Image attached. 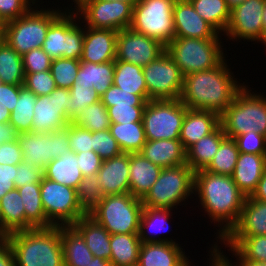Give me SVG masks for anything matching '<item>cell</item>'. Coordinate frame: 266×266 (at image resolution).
Returning a JSON list of instances; mask_svg holds the SVG:
<instances>
[{
  "instance_id": "obj_1",
  "label": "cell",
  "mask_w": 266,
  "mask_h": 266,
  "mask_svg": "<svg viewBox=\"0 0 266 266\" xmlns=\"http://www.w3.org/2000/svg\"><path fill=\"white\" fill-rule=\"evenodd\" d=\"M193 194L207 213L211 223L216 224V245L237 223L246 196L239 190L232 176H225L204 169L194 172ZM218 239V240H217Z\"/></svg>"
},
{
  "instance_id": "obj_2",
  "label": "cell",
  "mask_w": 266,
  "mask_h": 266,
  "mask_svg": "<svg viewBox=\"0 0 266 266\" xmlns=\"http://www.w3.org/2000/svg\"><path fill=\"white\" fill-rule=\"evenodd\" d=\"M225 58L215 68L184 76L180 101L193 110H204L221 115L245 87L239 83Z\"/></svg>"
},
{
  "instance_id": "obj_3",
  "label": "cell",
  "mask_w": 266,
  "mask_h": 266,
  "mask_svg": "<svg viewBox=\"0 0 266 266\" xmlns=\"http://www.w3.org/2000/svg\"><path fill=\"white\" fill-rule=\"evenodd\" d=\"M16 266H64L60 226L33 228L8 234Z\"/></svg>"
},
{
  "instance_id": "obj_4",
  "label": "cell",
  "mask_w": 266,
  "mask_h": 266,
  "mask_svg": "<svg viewBox=\"0 0 266 266\" xmlns=\"http://www.w3.org/2000/svg\"><path fill=\"white\" fill-rule=\"evenodd\" d=\"M63 8L57 6L54 9L53 5L46 9L36 3L25 15L5 23L0 37L20 55L42 48L50 24L66 6Z\"/></svg>"
},
{
  "instance_id": "obj_5",
  "label": "cell",
  "mask_w": 266,
  "mask_h": 266,
  "mask_svg": "<svg viewBox=\"0 0 266 266\" xmlns=\"http://www.w3.org/2000/svg\"><path fill=\"white\" fill-rule=\"evenodd\" d=\"M248 85L220 115V126L228 138L254 131L266 136V96Z\"/></svg>"
},
{
  "instance_id": "obj_6",
  "label": "cell",
  "mask_w": 266,
  "mask_h": 266,
  "mask_svg": "<svg viewBox=\"0 0 266 266\" xmlns=\"http://www.w3.org/2000/svg\"><path fill=\"white\" fill-rule=\"evenodd\" d=\"M221 40L174 37L166 46V52L186 76L215 68L227 58Z\"/></svg>"
},
{
  "instance_id": "obj_7",
  "label": "cell",
  "mask_w": 266,
  "mask_h": 266,
  "mask_svg": "<svg viewBox=\"0 0 266 266\" xmlns=\"http://www.w3.org/2000/svg\"><path fill=\"white\" fill-rule=\"evenodd\" d=\"M193 187L194 171L187 164L163 168L142 204L144 207L177 210L178 206L187 205L189 198L194 199Z\"/></svg>"
},
{
  "instance_id": "obj_8",
  "label": "cell",
  "mask_w": 266,
  "mask_h": 266,
  "mask_svg": "<svg viewBox=\"0 0 266 266\" xmlns=\"http://www.w3.org/2000/svg\"><path fill=\"white\" fill-rule=\"evenodd\" d=\"M142 200L130 193L105 195L88 214L110 234L138 233Z\"/></svg>"
},
{
  "instance_id": "obj_9",
  "label": "cell",
  "mask_w": 266,
  "mask_h": 266,
  "mask_svg": "<svg viewBox=\"0 0 266 266\" xmlns=\"http://www.w3.org/2000/svg\"><path fill=\"white\" fill-rule=\"evenodd\" d=\"M174 3L175 0H138L133 6L130 28L166 47L175 37Z\"/></svg>"
},
{
  "instance_id": "obj_10",
  "label": "cell",
  "mask_w": 266,
  "mask_h": 266,
  "mask_svg": "<svg viewBox=\"0 0 266 266\" xmlns=\"http://www.w3.org/2000/svg\"><path fill=\"white\" fill-rule=\"evenodd\" d=\"M70 8V9H69ZM84 25L72 6H67L49 26L42 49L52 60H80L83 50Z\"/></svg>"
},
{
  "instance_id": "obj_11",
  "label": "cell",
  "mask_w": 266,
  "mask_h": 266,
  "mask_svg": "<svg viewBox=\"0 0 266 266\" xmlns=\"http://www.w3.org/2000/svg\"><path fill=\"white\" fill-rule=\"evenodd\" d=\"M68 6L78 15L82 24L95 29L120 31L130 28L133 6L136 2L103 1V0H71ZM72 4V5H71Z\"/></svg>"
},
{
  "instance_id": "obj_12",
  "label": "cell",
  "mask_w": 266,
  "mask_h": 266,
  "mask_svg": "<svg viewBox=\"0 0 266 266\" xmlns=\"http://www.w3.org/2000/svg\"><path fill=\"white\" fill-rule=\"evenodd\" d=\"M40 196L48 222L52 226L74 225L87 214L78 204L77 191L43 176Z\"/></svg>"
},
{
  "instance_id": "obj_13",
  "label": "cell",
  "mask_w": 266,
  "mask_h": 266,
  "mask_svg": "<svg viewBox=\"0 0 266 266\" xmlns=\"http://www.w3.org/2000/svg\"><path fill=\"white\" fill-rule=\"evenodd\" d=\"M187 109L180 99L149 100L142 115L146 139H179Z\"/></svg>"
},
{
  "instance_id": "obj_14",
  "label": "cell",
  "mask_w": 266,
  "mask_h": 266,
  "mask_svg": "<svg viewBox=\"0 0 266 266\" xmlns=\"http://www.w3.org/2000/svg\"><path fill=\"white\" fill-rule=\"evenodd\" d=\"M143 73L149 100L180 99L184 76L166 51L145 65Z\"/></svg>"
},
{
  "instance_id": "obj_15",
  "label": "cell",
  "mask_w": 266,
  "mask_h": 266,
  "mask_svg": "<svg viewBox=\"0 0 266 266\" xmlns=\"http://www.w3.org/2000/svg\"><path fill=\"white\" fill-rule=\"evenodd\" d=\"M23 161L44 171L54 159L71 151L68 140V125L51 133L23 132L18 136Z\"/></svg>"
},
{
  "instance_id": "obj_16",
  "label": "cell",
  "mask_w": 266,
  "mask_h": 266,
  "mask_svg": "<svg viewBox=\"0 0 266 266\" xmlns=\"http://www.w3.org/2000/svg\"><path fill=\"white\" fill-rule=\"evenodd\" d=\"M70 90L56 87L49 95L37 96L31 132L51 133L65 129L69 121Z\"/></svg>"
},
{
  "instance_id": "obj_17",
  "label": "cell",
  "mask_w": 266,
  "mask_h": 266,
  "mask_svg": "<svg viewBox=\"0 0 266 266\" xmlns=\"http://www.w3.org/2000/svg\"><path fill=\"white\" fill-rule=\"evenodd\" d=\"M264 0H245L230 11V20L223 36L233 42L243 40L263 45L262 12Z\"/></svg>"
},
{
  "instance_id": "obj_18",
  "label": "cell",
  "mask_w": 266,
  "mask_h": 266,
  "mask_svg": "<svg viewBox=\"0 0 266 266\" xmlns=\"http://www.w3.org/2000/svg\"><path fill=\"white\" fill-rule=\"evenodd\" d=\"M165 51L166 47L160 42L135 32L131 28L118 31L115 60L144 67Z\"/></svg>"
},
{
  "instance_id": "obj_19",
  "label": "cell",
  "mask_w": 266,
  "mask_h": 266,
  "mask_svg": "<svg viewBox=\"0 0 266 266\" xmlns=\"http://www.w3.org/2000/svg\"><path fill=\"white\" fill-rule=\"evenodd\" d=\"M175 37L223 39L194 9L188 0L175 1L173 8Z\"/></svg>"
},
{
  "instance_id": "obj_20",
  "label": "cell",
  "mask_w": 266,
  "mask_h": 266,
  "mask_svg": "<svg viewBox=\"0 0 266 266\" xmlns=\"http://www.w3.org/2000/svg\"><path fill=\"white\" fill-rule=\"evenodd\" d=\"M118 31L84 26L83 50L80 61L95 64L115 61Z\"/></svg>"
},
{
  "instance_id": "obj_21",
  "label": "cell",
  "mask_w": 266,
  "mask_h": 266,
  "mask_svg": "<svg viewBox=\"0 0 266 266\" xmlns=\"http://www.w3.org/2000/svg\"><path fill=\"white\" fill-rule=\"evenodd\" d=\"M179 243H142L137 266H191L190 257Z\"/></svg>"
},
{
  "instance_id": "obj_22",
  "label": "cell",
  "mask_w": 266,
  "mask_h": 266,
  "mask_svg": "<svg viewBox=\"0 0 266 266\" xmlns=\"http://www.w3.org/2000/svg\"><path fill=\"white\" fill-rule=\"evenodd\" d=\"M97 175L105 195L129 193V153L103 160Z\"/></svg>"
},
{
  "instance_id": "obj_23",
  "label": "cell",
  "mask_w": 266,
  "mask_h": 266,
  "mask_svg": "<svg viewBox=\"0 0 266 266\" xmlns=\"http://www.w3.org/2000/svg\"><path fill=\"white\" fill-rule=\"evenodd\" d=\"M220 126V116L204 110L187 109L179 140L187 150L201 138L211 134Z\"/></svg>"
},
{
  "instance_id": "obj_24",
  "label": "cell",
  "mask_w": 266,
  "mask_h": 266,
  "mask_svg": "<svg viewBox=\"0 0 266 266\" xmlns=\"http://www.w3.org/2000/svg\"><path fill=\"white\" fill-rule=\"evenodd\" d=\"M139 153L161 168L187 164L186 150L179 139L147 140Z\"/></svg>"
},
{
  "instance_id": "obj_25",
  "label": "cell",
  "mask_w": 266,
  "mask_h": 266,
  "mask_svg": "<svg viewBox=\"0 0 266 266\" xmlns=\"http://www.w3.org/2000/svg\"><path fill=\"white\" fill-rule=\"evenodd\" d=\"M162 169L139 152L129 153V193L142 200L157 181Z\"/></svg>"
},
{
  "instance_id": "obj_26",
  "label": "cell",
  "mask_w": 266,
  "mask_h": 266,
  "mask_svg": "<svg viewBox=\"0 0 266 266\" xmlns=\"http://www.w3.org/2000/svg\"><path fill=\"white\" fill-rule=\"evenodd\" d=\"M266 235V202L246 197L237 223L225 236Z\"/></svg>"
},
{
  "instance_id": "obj_27",
  "label": "cell",
  "mask_w": 266,
  "mask_h": 266,
  "mask_svg": "<svg viewBox=\"0 0 266 266\" xmlns=\"http://www.w3.org/2000/svg\"><path fill=\"white\" fill-rule=\"evenodd\" d=\"M266 169V155L241 153L235 165L232 179L239 190L249 197L256 190L257 184Z\"/></svg>"
},
{
  "instance_id": "obj_28",
  "label": "cell",
  "mask_w": 266,
  "mask_h": 266,
  "mask_svg": "<svg viewBox=\"0 0 266 266\" xmlns=\"http://www.w3.org/2000/svg\"><path fill=\"white\" fill-rule=\"evenodd\" d=\"M171 211L175 210L150 207L143 208L138 232L142 243H177L176 239H174V241L170 237H163L164 233L169 232L167 230L172 228L169 225V223H171L170 219L172 218V215H174ZM159 233H163V235H160Z\"/></svg>"
},
{
  "instance_id": "obj_29",
  "label": "cell",
  "mask_w": 266,
  "mask_h": 266,
  "mask_svg": "<svg viewBox=\"0 0 266 266\" xmlns=\"http://www.w3.org/2000/svg\"><path fill=\"white\" fill-rule=\"evenodd\" d=\"M115 61L95 64L80 61V67L72 86H89L101 96L113 84Z\"/></svg>"
},
{
  "instance_id": "obj_30",
  "label": "cell",
  "mask_w": 266,
  "mask_h": 266,
  "mask_svg": "<svg viewBox=\"0 0 266 266\" xmlns=\"http://www.w3.org/2000/svg\"><path fill=\"white\" fill-rule=\"evenodd\" d=\"M0 238L10 233L26 230V214L17 188L0 199Z\"/></svg>"
},
{
  "instance_id": "obj_31",
  "label": "cell",
  "mask_w": 266,
  "mask_h": 266,
  "mask_svg": "<svg viewBox=\"0 0 266 266\" xmlns=\"http://www.w3.org/2000/svg\"><path fill=\"white\" fill-rule=\"evenodd\" d=\"M64 266H86L94 255L81 233L73 226H60Z\"/></svg>"
},
{
  "instance_id": "obj_32",
  "label": "cell",
  "mask_w": 266,
  "mask_h": 266,
  "mask_svg": "<svg viewBox=\"0 0 266 266\" xmlns=\"http://www.w3.org/2000/svg\"><path fill=\"white\" fill-rule=\"evenodd\" d=\"M227 136L219 126L211 134L201 138L186 150V163L194 171L205 169Z\"/></svg>"
},
{
  "instance_id": "obj_33",
  "label": "cell",
  "mask_w": 266,
  "mask_h": 266,
  "mask_svg": "<svg viewBox=\"0 0 266 266\" xmlns=\"http://www.w3.org/2000/svg\"><path fill=\"white\" fill-rule=\"evenodd\" d=\"M224 246H219L218 244ZM214 251H221L223 247L233 248L244 260L266 261V235L261 236H224L216 245L211 244Z\"/></svg>"
},
{
  "instance_id": "obj_34",
  "label": "cell",
  "mask_w": 266,
  "mask_h": 266,
  "mask_svg": "<svg viewBox=\"0 0 266 266\" xmlns=\"http://www.w3.org/2000/svg\"><path fill=\"white\" fill-rule=\"evenodd\" d=\"M84 237L87 247L95 257L110 260V236L111 234L89 215L80 218L73 225Z\"/></svg>"
},
{
  "instance_id": "obj_35",
  "label": "cell",
  "mask_w": 266,
  "mask_h": 266,
  "mask_svg": "<svg viewBox=\"0 0 266 266\" xmlns=\"http://www.w3.org/2000/svg\"><path fill=\"white\" fill-rule=\"evenodd\" d=\"M77 164L76 153L69 151L52 160L44 169L43 175L52 181L77 189L83 179Z\"/></svg>"
},
{
  "instance_id": "obj_36",
  "label": "cell",
  "mask_w": 266,
  "mask_h": 266,
  "mask_svg": "<svg viewBox=\"0 0 266 266\" xmlns=\"http://www.w3.org/2000/svg\"><path fill=\"white\" fill-rule=\"evenodd\" d=\"M113 84L126 92L139 95L144 101H149L141 66L115 60Z\"/></svg>"
},
{
  "instance_id": "obj_37",
  "label": "cell",
  "mask_w": 266,
  "mask_h": 266,
  "mask_svg": "<svg viewBox=\"0 0 266 266\" xmlns=\"http://www.w3.org/2000/svg\"><path fill=\"white\" fill-rule=\"evenodd\" d=\"M141 244L138 233L111 234L109 261L113 266H137Z\"/></svg>"
},
{
  "instance_id": "obj_38",
  "label": "cell",
  "mask_w": 266,
  "mask_h": 266,
  "mask_svg": "<svg viewBox=\"0 0 266 266\" xmlns=\"http://www.w3.org/2000/svg\"><path fill=\"white\" fill-rule=\"evenodd\" d=\"M23 202L26 214V230L33 228H48V222L40 196V183H32L17 188Z\"/></svg>"
},
{
  "instance_id": "obj_39",
  "label": "cell",
  "mask_w": 266,
  "mask_h": 266,
  "mask_svg": "<svg viewBox=\"0 0 266 266\" xmlns=\"http://www.w3.org/2000/svg\"><path fill=\"white\" fill-rule=\"evenodd\" d=\"M109 130L123 153H138L147 141L142 122L111 123Z\"/></svg>"
},
{
  "instance_id": "obj_40",
  "label": "cell",
  "mask_w": 266,
  "mask_h": 266,
  "mask_svg": "<svg viewBox=\"0 0 266 266\" xmlns=\"http://www.w3.org/2000/svg\"><path fill=\"white\" fill-rule=\"evenodd\" d=\"M196 12L219 34L224 35L230 20L226 0H188Z\"/></svg>"
},
{
  "instance_id": "obj_41",
  "label": "cell",
  "mask_w": 266,
  "mask_h": 266,
  "mask_svg": "<svg viewBox=\"0 0 266 266\" xmlns=\"http://www.w3.org/2000/svg\"><path fill=\"white\" fill-rule=\"evenodd\" d=\"M24 77L22 55L0 37V79L6 84L23 85Z\"/></svg>"
},
{
  "instance_id": "obj_42",
  "label": "cell",
  "mask_w": 266,
  "mask_h": 266,
  "mask_svg": "<svg viewBox=\"0 0 266 266\" xmlns=\"http://www.w3.org/2000/svg\"><path fill=\"white\" fill-rule=\"evenodd\" d=\"M37 96L24 86L19 91V97L10 114L11 123L19 133L31 132L34 116V105Z\"/></svg>"
},
{
  "instance_id": "obj_43",
  "label": "cell",
  "mask_w": 266,
  "mask_h": 266,
  "mask_svg": "<svg viewBox=\"0 0 266 266\" xmlns=\"http://www.w3.org/2000/svg\"><path fill=\"white\" fill-rule=\"evenodd\" d=\"M239 154L236 141L226 137L221 142L212 161L204 170L220 175L232 176Z\"/></svg>"
},
{
  "instance_id": "obj_44",
  "label": "cell",
  "mask_w": 266,
  "mask_h": 266,
  "mask_svg": "<svg viewBox=\"0 0 266 266\" xmlns=\"http://www.w3.org/2000/svg\"><path fill=\"white\" fill-rule=\"evenodd\" d=\"M77 126L98 132L109 129L111 121L107 107L100 101L88 105L73 121Z\"/></svg>"
},
{
  "instance_id": "obj_45",
  "label": "cell",
  "mask_w": 266,
  "mask_h": 266,
  "mask_svg": "<svg viewBox=\"0 0 266 266\" xmlns=\"http://www.w3.org/2000/svg\"><path fill=\"white\" fill-rule=\"evenodd\" d=\"M76 191L78 204L87 215L105 197V194L99 185L97 174L83 177Z\"/></svg>"
},
{
  "instance_id": "obj_46",
  "label": "cell",
  "mask_w": 266,
  "mask_h": 266,
  "mask_svg": "<svg viewBox=\"0 0 266 266\" xmlns=\"http://www.w3.org/2000/svg\"><path fill=\"white\" fill-rule=\"evenodd\" d=\"M80 67V60L58 58L51 62L50 71L56 87L70 89Z\"/></svg>"
},
{
  "instance_id": "obj_47",
  "label": "cell",
  "mask_w": 266,
  "mask_h": 266,
  "mask_svg": "<svg viewBox=\"0 0 266 266\" xmlns=\"http://www.w3.org/2000/svg\"><path fill=\"white\" fill-rule=\"evenodd\" d=\"M69 121L73 122L75 118L88 106L100 101V95L94 88L89 86H71Z\"/></svg>"
},
{
  "instance_id": "obj_48",
  "label": "cell",
  "mask_w": 266,
  "mask_h": 266,
  "mask_svg": "<svg viewBox=\"0 0 266 266\" xmlns=\"http://www.w3.org/2000/svg\"><path fill=\"white\" fill-rule=\"evenodd\" d=\"M92 148L103 160L117 157L123 153L109 129L92 132Z\"/></svg>"
},
{
  "instance_id": "obj_49",
  "label": "cell",
  "mask_w": 266,
  "mask_h": 266,
  "mask_svg": "<svg viewBox=\"0 0 266 266\" xmlns=\"http://www.w3.org/2000/svg\"><path fill=\"white\" fill-rule=\"evenodd\" d=\"M23 86L36 96L49 95L55 88V81L51 71L25 73Z\"/></svg>"
},
{
  "instance_id": "obj_50",
  "label": "cell",
  "mask_w": 266,
  "mask_h": 266,
  "mask_svg": "<svg viewBox=\"0 0 266 266\" xmlns=\"http://www.w3.org/2000/svg\"><path fill=\"white\" fill-rule=\"evenodd\" d=\"M100 100L107 108L114 105L145 106L148 102L139 95L126 92L114 84L100 96Z\"/></svg>"
},
{
  "instance_id": "obj_51",
  "label": "cell",
  "mask_w": 266,
  "mask_h": 266,
  "mask_svg": "<svg viewBox=\"0 0 266 266\" xmlns=\"http://www.w3.org/2000/svg\"><path fill=\"white\" fill-rule=\"evenodd\" d=\"M38 2L42 0H0V20L4 24L15 20L25 15Z\"/></svg>"
},
{
  "instance_id": "obj_52",
  "label": "cell",
  "mask_w": 266,
  "mask_h": 266,
  "mask_svg": "<svg viewBox=\"0 0 266 266\" xmlns=\"http://www.w3.org/2000/svg\"><path fill=\"white\" fill-rule=\"evenodd\" d=\"M241 153L266 155V136L250 131L234 138Z\"/></svg>"
},
{
  "instance_id": "obj_53",
  "label": "cell",
  "mask_w": 266,
  "mask_h": 266,
  "mask_svg": "<svg viewBox=\"0 0 266 266\" xmlns=\"http://www.w3.org/2000/svg\"><path fill=\"white\" fill-rule=\"evenodd\" d=\"M68 140L72 152L81 153L93 151L92 132L77 126L73 122L68 124Z\"/></svg>"
},
{
  "instance_id": "obj_54",
  "label": "cell",
  "mask_w": 266,
  "mask_h": 266,
  "mask_svg": "<svg viewBox=\"0 0 266 266\" xmlns=\"http://www.w3.org/2000/svg\"><path fill=\"white\" fill-rule=\"evenodd\" d=\"M145 106L114 105L107 108L111 123L142 122Z\"/></svg>"
},
{
  "instance_id": "obj_55",
  "label": "cell",
  "mask_w": 266,
  "mask_h": 266,
  "mask_svg": "<svg viewBox=\"0 0 266 266\" xmlns=\"http://www.w3.org/2000/svg\"><path fill=\"white\" fill-rule=\"evenodd\" d=\"M22 62L25 73H37L49 71L52 59L42 48H35L22 55Z\"/></svg>"
},
{
  "instance_id": "obj_56",
  "label": "cell",
  "mask_w": 266,
  "mask_h": 266,
  "mask_svg": "<svg viewBox=\"0 0 266 266\" xmlns=\"http://www.w3.org/2000/svg\"><path fill=\"white\" fill-rule=\"evenodd\" d=\"M43 176V170L35 167L29 162L22 161L17 165L14 185L18 188L32 183H40Z\"/></svg>"
},
{
  "instance_id": "obj_57",
  "label": "cell",
  "mask_w": 266,
  "mask_h": 266,
  "mask_svg": "<svg viewBox=\"0 0 266 266\" xmlns=\"http://www.w3.org/2000/svg\"><path fill=\"white\" fill-rule=\"evenodd\" d=\"M78 167L81 170L83 177L98 174L101 168L103 159L94 151H85L76 153Z\"/></svg>"
},
{
  "instance_id": "obj_58",
  "label": "cell",
  "mask_w": 266,
  "mask_h": 266,
  "mask_svg": "<svg viewBox=\"0 0 266 266\" xmlns=\"http://www.w3.org/2000/svg\"><path fill=\"white\" fill-rule=\"evenodd\" d=\"M22 161V150L18 139L0 144V164L18 165Z\"/></svg>"
},
{
  "instance_id": "obj_59",
  "label": "cell",
  "mask_w": 266,
  "mask_h": 266,
  "mask_svg": "<svg viewBox=\"0 0 266 266\" xmlns=\"http://www.w3.org/2000/svg\"><path fill=\"white\" fill-rule=\"evenodd\" d=\"M23 85H12L3 83L0 86V104L12 112L16 106L19 91Z\"/></svg>"
},
{
  "instance_id": "obj_60",
  "label": "cell",
  "mask_w": 266,
  "mask_h": 266,
  "mask_svg": "<svg viewBox=\"0 0 266 266\" xmlns=\"http://www.w3.org/2000/svg\"><path fill=\"white\" fill-rule=\"evenodd\" d=\"M16 172L17 165L0 164V199L16 188L14 185Z\"/></svg>"
},
{
  "instance_id": "obj_61",
  "label": "cell",
  "mask_w": 266,
  "mask_h": 266,
  "mask_svg": "<svg viewBox=\"0 0 266 266\" xmlns=\"http://www.w3.org/2000/svg\"><path fill=\"white\" fill-rule=\"evenodd\" d=\"M227 251L232 253L231 257H235L236 262H232V259H229V256H227L226 250L225 252L222 250L221 251H215L229 266H266V261L265 262H255V261H246L244 260L233 248L227 249Z\"/></svg>"
},
{
  "instance_id": "obj_62",
  "label": "cell",
  "mask_w": 266,
  "mask_h": 266,
  "mask_svg": "<svg viewBox=\"0 0 266 266\" xmlns=\"http://www.w3.org/2000/svg\"><path fill=\"white\" fill-rule=\"evenodd\" d=\"M0 266H16L12 249L4 238H0Z\"/></svg>"
},
{
  "instance_id": "obj_63",
  "label": "cell",
  "mask_w": 266,
  "mask_h": 266,
  "mask_svg": "<svg viewBox=\"0 0 266 266\" xmlns=\"http://www.w3.org/2000/svg\"><path fill=\"white\" fill-rule=\"evenodd\" d=\"M19 134L11 123H0V144L17 140Z\"/></svg>"
},
{
  "instance_id": "obj_64",
  "label": "cell",
  "mask_w": 266,
  "mask_h": 266,
  "mask_svg": "<svg viewBox=\"0 0 266 266\" xmlns=\"http://www.w3.org/2000/svg\"><path fill=\"white\" fill-rule=\"evenodd\" d=\"M250 197L255 200L266 202V169L261 179L259 180V183L257 184L256 190Z\"/></svg>"
},
{
  "instance_id": "obj_65",
  "label": "cell",
  "mask_w": 266,
  "mask_h": 266,
  "mask_svg": "<svg viewBox=\"0 0 266 266\" xmlns=\"http://www.w3.org/2000/svg\"><path fill=\"white\" fill-rule=\"evenodd\" d=\"M210 252V253H209ZM209 266H229L212 248L208 251Z\"/></svg>"
},
{
  "instance_id": "obj_66",
  "label": "cell",
  "mask_w": 266,
  "mask_h": 266,
  "mask_svg": "<svg viewBox=\"0 0 266 266\" xmlns=\"http://www.w3.org/2000/svg\"><path fill=\"white\" fill-rule=\"evenodd\" d=\"M86 266H113L109 260L100 257H95Z\"/></svg>"
},
{
  "instance_id": "obj_67",
  "label": "cell",
  "mask_w": 266,
  "mask_h": 266,
  "mask_svg": "<svg viewBox=\"0 0 266 266\" xmlns=\"http://www.w3.org/2000/svg\"><path fill=\"white\" fill-rule=\"evenodd\" d=\"M11 112L6 107L0 104V123H7L10 120Z\"/></svg>"
},
{
  "instance_id": "obj_68",
  "label": "cell",
  "mask_w": 266,
  "mask_h": 266,
  "mask_svg": "<svg viewBox=\"0 0 266 266\" xmlns=\"http://www.w3.org/2000/svg\"><path fill=\"white\" fill-rule=\"evenodd\" d=\"M262 25H263V45L266 46V0H264V7L262 12Z\"/></svg>"
},
{
  "instance_id": "obj_69",
  "label": "cell",
  "mask_w": 266,
  "mask_h": 266,
  "mask_svg": "<svg viewBox=\"0 0 266 266\" xmlns=\"http://www.w3.org/2000/svg\"><path fill=\"white\" fill-rule=\"evenodd\" d=\"M245 0H226V3L230 9L234 8L237 5H240L244 2Z\"/></svg>"
},
{
  "instance_id": "obj_70",
  "label": "cell",
  "mask_w": 266,
  "mask_h": 266,
  "mask_svg": "<svg viewBox=\"0 0 266 266\" xmlns=\"http://www.w3.org/2000/svg\"><path fill=\"white\" fill-rule=\"evenodd\" d=\"M103 1H116V0H103ZM122 2H137L138 0H117Z\"/></svg>"
},
{
  "instance_id": "obj_71",
  "label": "cell",
  "mask_w": 266,
  "mask_h": 266,
  "mask_svg": "<svg viewBox=\"0 0 266 266\" xmlns=\"http://www.w3.org/2000/svg\"><path fill=\"white\" fill-rule=\"evenodd\" d=\"M4 23L0 20V35L3 31Z\"/></svg>"
}]
</instances>
